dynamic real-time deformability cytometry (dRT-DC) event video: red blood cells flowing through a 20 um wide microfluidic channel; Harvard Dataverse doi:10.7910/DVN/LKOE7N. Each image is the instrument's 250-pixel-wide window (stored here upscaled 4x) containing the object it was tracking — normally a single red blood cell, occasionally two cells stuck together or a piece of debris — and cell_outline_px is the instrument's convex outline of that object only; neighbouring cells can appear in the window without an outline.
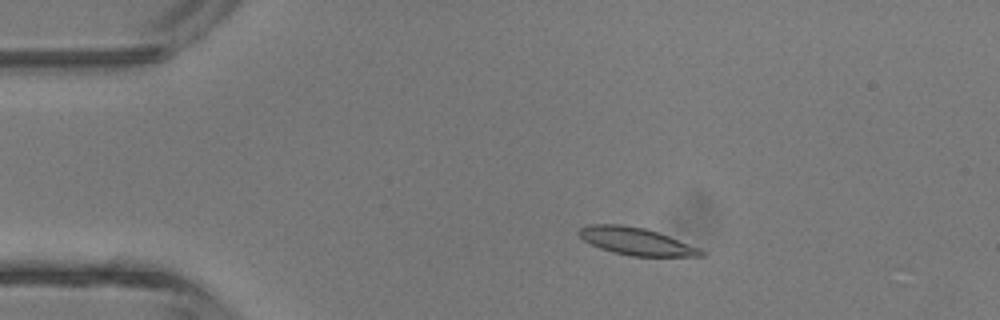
{"species": "common noctule bat (a hibernating species)", "species_latin": "Nyctalus noctula", "temperature_condition": "room temperature", "stored_images_in_passage": 2, "camera_frame_rate_fps": 3000, "um_per_image_px": 0.085, "animal": {"sex": "male", "body_mass_g": 13.3}, "frame": {"image": 1, "passage_image": 1, "time_ms": 0.0, "image_size_px": [1000, 320], "cell_outline_px": [[704, 256], [632, 256], [612, 252], [600, 248], [584, 240], [576, 232], [580, 228], [588, 224], [620, 224], [644, 228], [668, 236], [700, 248], [704, 252]], "centroid_in_image_um": [54.04, 20.51], "position_along_channel_um": 31.0, "area_um2": 19.31}}